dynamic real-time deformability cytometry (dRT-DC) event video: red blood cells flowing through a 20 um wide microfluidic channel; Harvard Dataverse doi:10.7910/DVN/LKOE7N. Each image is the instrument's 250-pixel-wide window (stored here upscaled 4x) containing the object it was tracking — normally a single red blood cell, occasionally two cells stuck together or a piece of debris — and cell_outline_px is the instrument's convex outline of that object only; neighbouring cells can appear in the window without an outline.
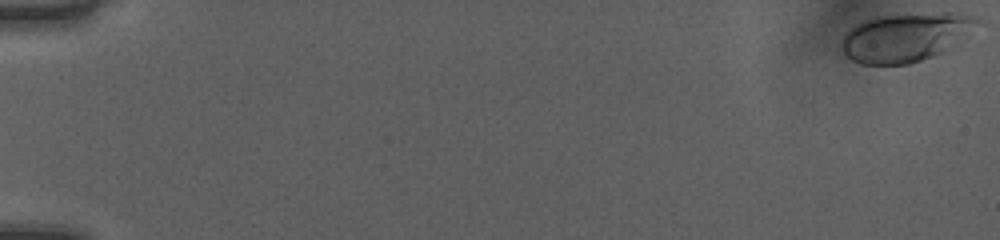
{"species": "human", "species_latin": "Homo sapiens", "temperature_condition": "room temperature", "stored_images_in_passage": 52, "camera_frame_rate_fps": 3000, "um_per_image_px": 0.085, "donor": {"sex": "female"}, "frame": {"image": 1, "passage_image": 1, "time_ms": 0.0, "image_size_px": [1000, 240], "cell_outline_px": [[980, 20], [940, 52], [932, 56], [908, 64], [860, 64], [852, 60], [840, 48], [840, 44], [844, 36], [856, 24], [864, 20], [876, 16], [944, 12], [948, 12], [976, 16]], "centroid_in_image_um": [76.85, 3.15], "position_along_channel_um": 8.2, "area_um2": 37.22}}
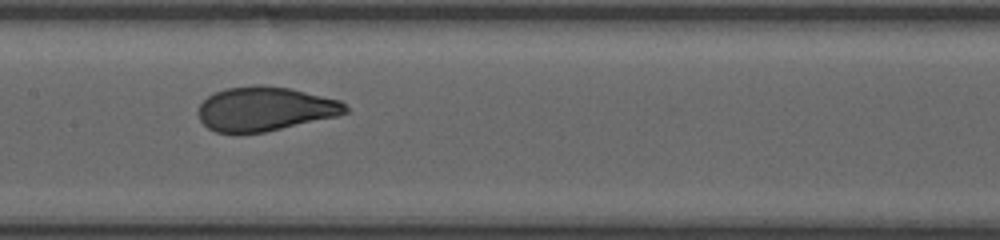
{"frame": {"image": 2, "passage_image": 28, "time_ms": 9.0, "image_size_px": [1000, 240], "cell_outline_px": [[348, 112], [340, 116], [264, 132], [216, 132], [208, 128], [200, 120], [196, 112], [200, 104], [208, 96], [224, 88], [256, 84], [260, 84], [288, 88], [340, 100], [348, 108]], "centroid_in_image_um": [22.52, 9.25], "position_along_channel_um": 184.9, "area_um2": 37.92}}
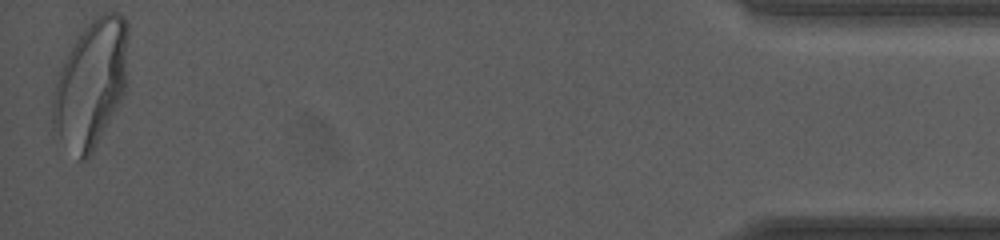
{"frame": {"image": 3, "passage_image": 52, "time_ms": 17.0, "image_size_px": [1000, 240], "cell_outline_px": [[128, 36], [124, 92], [116, 108], [92, 152], [84, 160], [80, 160], [52, 136], [52, 100], [56, 84], [60, 72], [80, 32], [92, 16], [104, 12], [116, 12], [124, 16], [128, 24]], "centroid_in_image_um": [7.71, 7.12], "position_along_channel_um": 427.5, "area_um2": 55.6}, "authors_computed_cell_mechanics": {"area_um2": 37.9168, "velocity_mm_per_s": 4.0349, "shape_relaxation_time_tau1_ms": 3.6323, "shape_relaxation_time_tau2_ms": null, "deformation_change_tau1": 0.1467, "deformation_change_tau2": null}}